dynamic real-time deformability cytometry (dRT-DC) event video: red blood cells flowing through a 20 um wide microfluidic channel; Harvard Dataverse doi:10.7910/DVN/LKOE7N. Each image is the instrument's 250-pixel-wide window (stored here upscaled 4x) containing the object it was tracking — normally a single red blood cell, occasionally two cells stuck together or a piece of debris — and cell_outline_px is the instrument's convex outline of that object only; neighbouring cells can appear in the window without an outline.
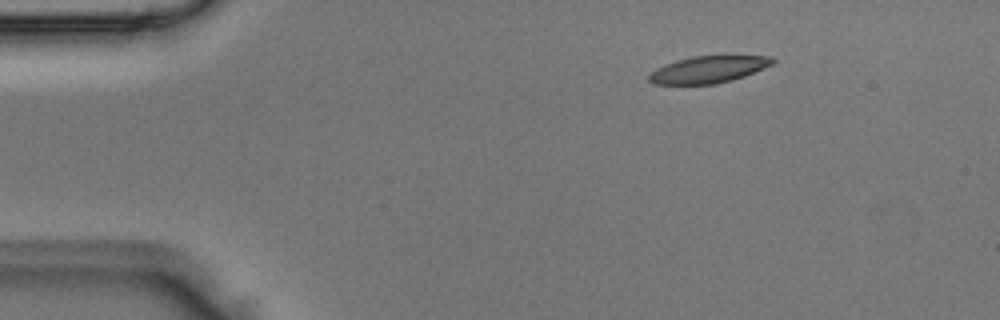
{"species": "Egyptian fruit bat (a non-hibernating species)", "species_latin": "Rousettus aegyptiacus", "temperature_condition": "room temperature", "stored_images_in_passage": 4, "camera_frame_rate_fps": 3000, "um_per_image_px": 0.085, "animal": {"sex": "male"}, "frame": {"image": 1, "passage_image": 1, "time_ms": 0.0, "image_size_px": [1000, 320], "cell_outline_px": [[776, 60], [772, 64], [764, 68], [744, 76], [732, 80], [716, 84], [652, 84], [648, 80], [648, 76], [656, 68], [676, 60], [692, 56], [724, 52], [732, 52], [772, 56]], "centroid_in_image_um": [60.32, 5.83], "position_along_channel_um": 24.7, "area_um2": 20.58}}
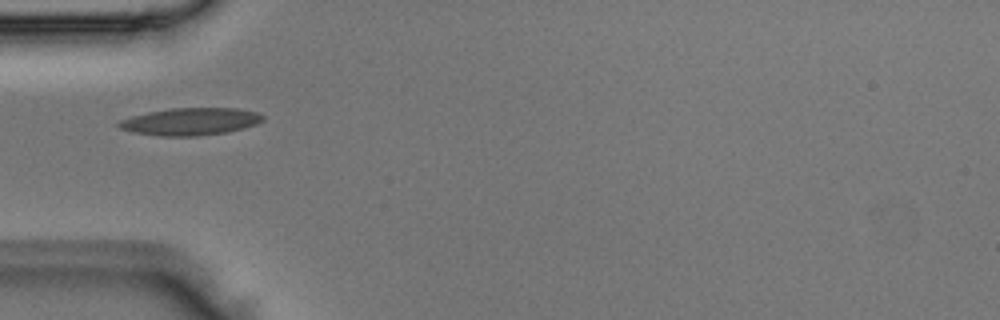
{"frame": {"image": 2, "passage_image": 3, "time_ms": 0.667, "image_size_px": [1000, 320], "cell_outline_px": [[264, 120], [256, 124], [224, 132], [196, 136], [160, 136], [132, 132], [120, 128], [116, 124], [120, 120], [132, 116], [148, 112], [172, 108], [236, 108], [256, 112], [264, 116]], "centroid_in_image_um": [16.15, 10.32], "position_along_channel_um": 68.8, "area_um2": 22.72}}